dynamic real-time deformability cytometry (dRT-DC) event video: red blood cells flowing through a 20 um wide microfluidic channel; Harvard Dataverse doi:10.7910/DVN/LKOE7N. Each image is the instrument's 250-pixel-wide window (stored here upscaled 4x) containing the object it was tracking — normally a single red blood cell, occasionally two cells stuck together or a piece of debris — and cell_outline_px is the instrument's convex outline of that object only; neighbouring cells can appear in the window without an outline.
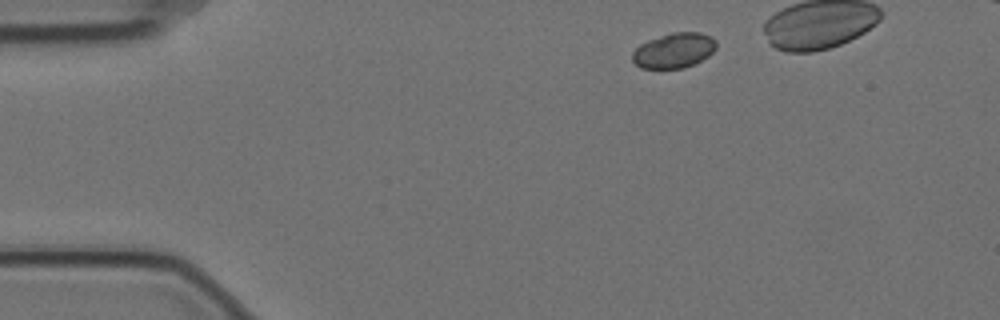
{"species": "Egyptian fruit bat (a non-hibernating species)", "species_latin": "Rousettus aegyptiacus", "temperature_condition": "cold", "stored_images_in_passage": 40, "camera_frame_rate_fps": 3000, "um_per_image_px": 0.085, "animal": {"sex": "female"}, "frame": {"image": 1, "passage_image": 3, "time_ms": 0.667, "image_size_px": [1000, 320], "cell_outline_px": [[716, 48], [708, 56], [684, 68], [640, 68], [632, 60], [632, 52], [640, 44], [648, 40], [672, 32], [700, 32], [716, 40]], "centroid_in_image_um": [57.27, 4.29], "position_along_channel_um": 27.7, "area_um2": 16.99}}
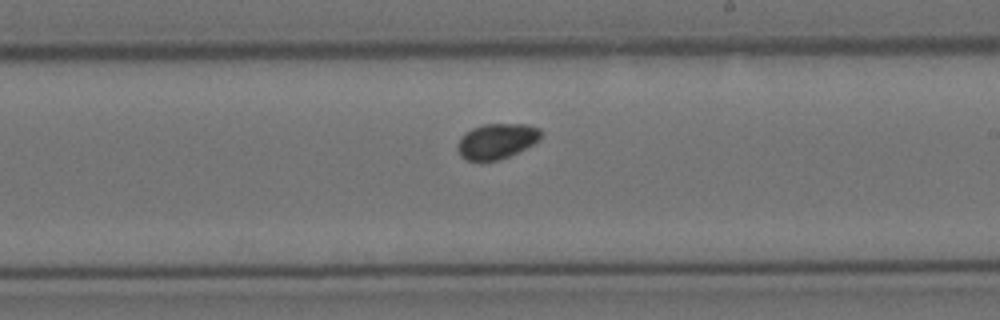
{"frame": {"image": 2, "passage_image": 27, "time_ms": 8.667, "image_size_px": [1000, 320], "cell_outline_px": [[544, 132], [540, 140], [500, 160], [468, 160], [460, 156], [456, 148], [456, 144], [460, 136], [464, 132], [472, 128], [484, 124], [528, 124], [540, 128]], "centroid_in_image_um": [42.21, 11.97], "position_along_channel_um": 246.8, "area_um2": 17.34}}
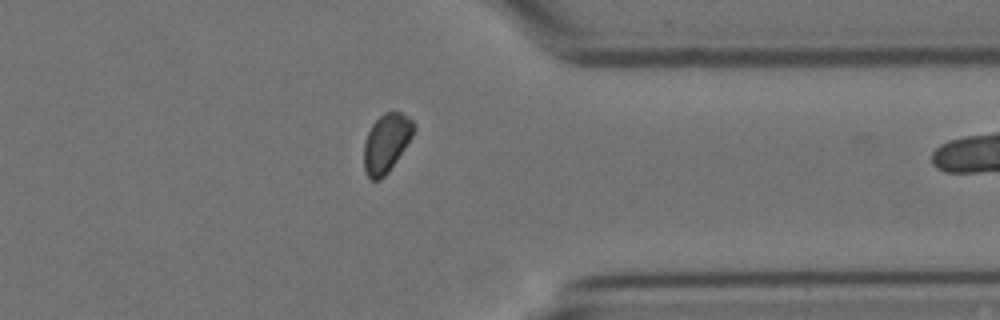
{"frame": {"image": 3, "passage_image": 39, "time_ms": 12.667, "image_size_px": [1000, 320], "cell_outline_px": [[416, 128], [412, 136], [388, 172], [380, 180], [372, 180], [364, 172], [364, 144], [368, 132], [372, 124], [384, 112], [400, 112], [408, 116], [416, 124]], "centroid_in_image_um": [32.84, 12.14], "position_along_channel_um": 378.6, "area_um2": 16.88}}